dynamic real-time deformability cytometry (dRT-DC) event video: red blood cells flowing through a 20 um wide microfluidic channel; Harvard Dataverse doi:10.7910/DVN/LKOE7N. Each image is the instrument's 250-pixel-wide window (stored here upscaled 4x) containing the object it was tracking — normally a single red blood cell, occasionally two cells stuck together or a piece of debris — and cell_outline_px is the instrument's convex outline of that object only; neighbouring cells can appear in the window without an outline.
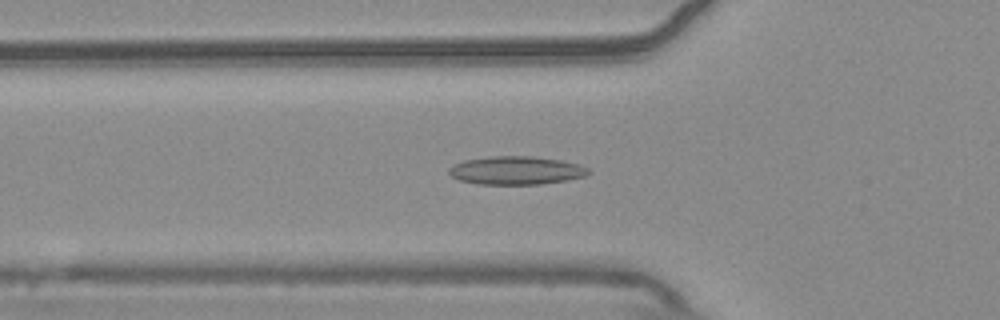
{"species": "common noctule bat (a hibernating species)", "species_latin": "Nyctalus noctula", "temperature_condition": "warm", "stored_images_in_passage": 53, "camera_frame_rate_fps": 3000, "um_per_image_px": 0.085, "animal": {"sex": "male", "body_mass_g": 20.4}, "frame": {"image": 1, "passage_image": 18, "time_ms": 5.667, "image_size_px": [1000, 320], "cell_outline_px": [[592, 172], [584, 176], [564, 180], [540, 184], [476, 184], [460, 180], [452, 176], [448, 172], [448, 168], [452, 164], [464, 160], [492, 156], [532, 156], [560, 160], [580, 164], [588, 168]], "centroid_in_image_um": [43.85, 14.48], "position_along_channel_um": 82.0, "area_um2": 23.0}}
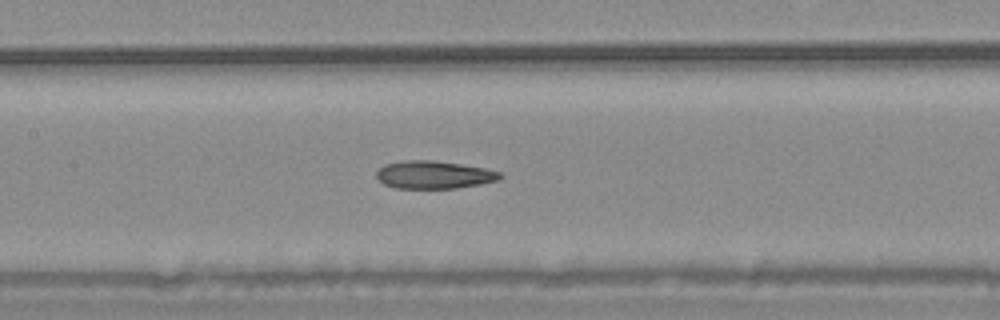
{"frame": {"image": 2, "passage_image": 25, "time_ms": 8.0, "image_size_px": [1000, 320], "cell_outline_px": [[504, 176], [500, 180], [480, 184], [456, 188], [396, 188], [384, 184], [376, 176], [376, 172], [384, 164], [400, 160], [432, 160], [460, 164], [484, 168], [500, 172]], "centroid_in_image_um": [36.89, 14.85], "position_along_channel_um": 170.5, "area_um2": 20.06}}
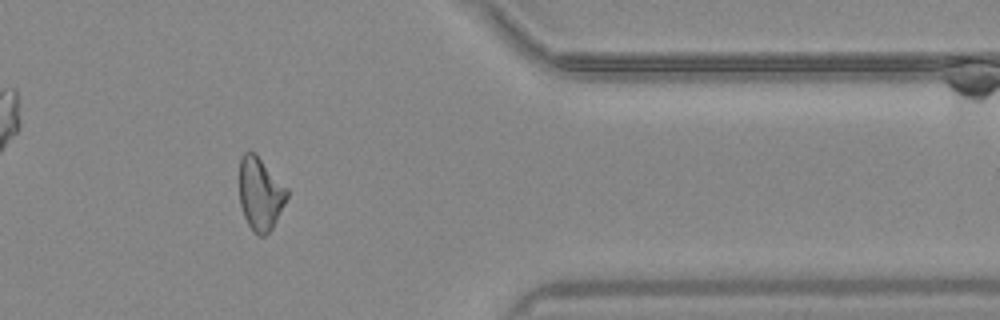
{"frame": {"image": 3, "passage_image": 44, "time_ms": 14.333, "image_size_px": [1000, 320], "cell_outline_px": [[288, 196], [272, 228], [264, 236], [260, 236], [252, 232], [244, 216], [240, 204], [240, 156], [244, 152], [256, 152], [288, 188]], "centroid_in_image_um": [22.13, 16.44], "position_along_channel_um": 389.3, "area_um2": 20.35}, "authors_computed_cell_mechanics": {"area_um2": 20.9236, "velocity_mm_per_s": 3.7531, "shape_relaxation_time_tau1_ms": null, "shape_relaxation_time_tau2_ms": 3.4372, "deformation_change_tau1": null, "deformation_change_tau2": 0.1216}}